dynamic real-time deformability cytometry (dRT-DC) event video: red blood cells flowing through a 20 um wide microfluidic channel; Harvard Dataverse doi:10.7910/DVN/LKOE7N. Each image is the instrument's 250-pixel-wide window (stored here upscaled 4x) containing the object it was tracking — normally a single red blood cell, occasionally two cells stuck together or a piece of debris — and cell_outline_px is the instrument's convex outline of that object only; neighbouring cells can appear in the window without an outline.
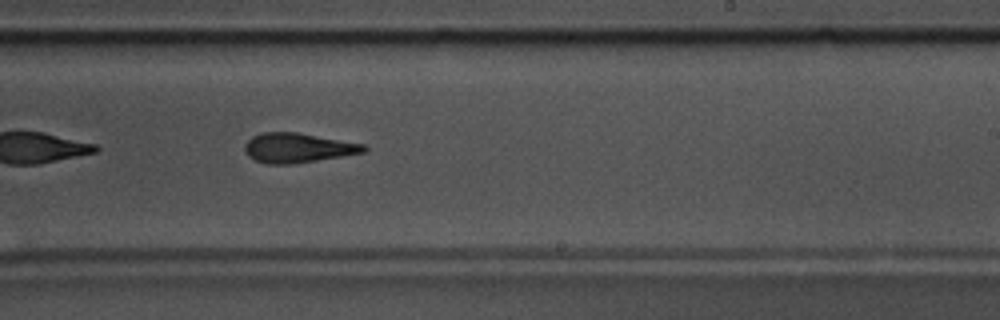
{"species": "common noctule bat (a hibernating species)", "species_latin": "Nyctalus noctula", "temperature_condition": "warm", "stored_images_in_passage": 40, "camera_frame_rate_fps": 3000, "um_per_image_px": 0.085, "animal": {"sex": "male", "body_mass_g": 17.5, "forearm_length_mm": 52.3}, "frame": {"image": 1, "passage_image": 18, "time_ms": 5.667, "image_size_px": [1000, 320], "cell_outline_px": [[368, 148], [364, 152], [316, 160], [288, 164], [268, 164], [256, 160], [248, 156], [244, 148], [244, 144], [252, 136], [260, 132], [296, 132], [364, 144]], "centroid_in_image_um": [25.27, 12.55], "position_along_channel_um": 263.7, "area_um2": 20.29}, "authors_computed_cell_mechanics": {"area_um2": 20.6924, "velocity_mm_per_s": 3.6051, "shape_relaxation_time_tau1_ms": 4.2628, "shape_relaxation_time_tau2_ms": 2.7798, "deformation_change_tau1": 0.1638, "deformation_change_tau2": 0.1372}}